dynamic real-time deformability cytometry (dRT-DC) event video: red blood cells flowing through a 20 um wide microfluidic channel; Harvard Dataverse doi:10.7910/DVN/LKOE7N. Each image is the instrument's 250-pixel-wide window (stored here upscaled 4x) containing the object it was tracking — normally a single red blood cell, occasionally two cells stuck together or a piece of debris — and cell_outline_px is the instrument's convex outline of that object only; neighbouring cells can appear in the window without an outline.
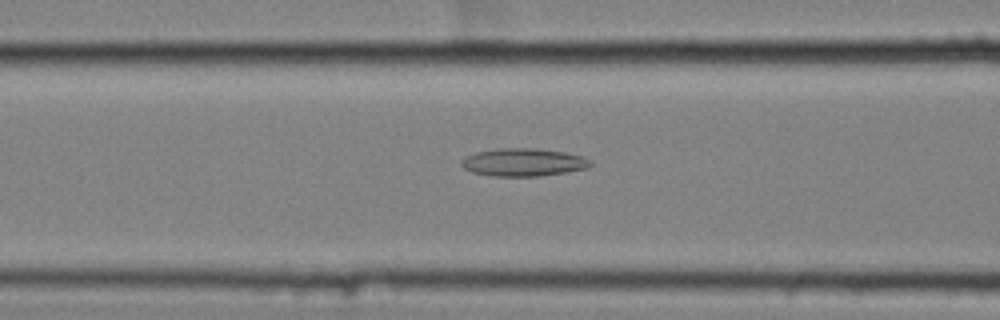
{"species": "common noctule bat (a hibernating species)", "species_latin": "Nyctalus noctula", "temperature_condition": "cold", "stored_images_in_passage": 46, "camera_frame_rate_fps": 3000, "um_per_image_px": 0.085, "animal": {"sex": "female", "body_mass_g": 25.1}, "frame": {"image": 1, "passage_image": 12, "time_ms": 3.667, "image_size_px": [1000, 320], "cell_outline_px": [[592, 164], [588, 168], [564, 172], [536, 176], [492, 176], [472, 172], [464, 168], [460, 164], [460, 160], [464, 156], [476, 152], [500, 148], [536, 148], [564, 152], [584, 156], [592, 160]], "centroid_in_image_um": [44.47, 13.78], "position_along_channel_um": 122.1, "area_um2": 21.04}}
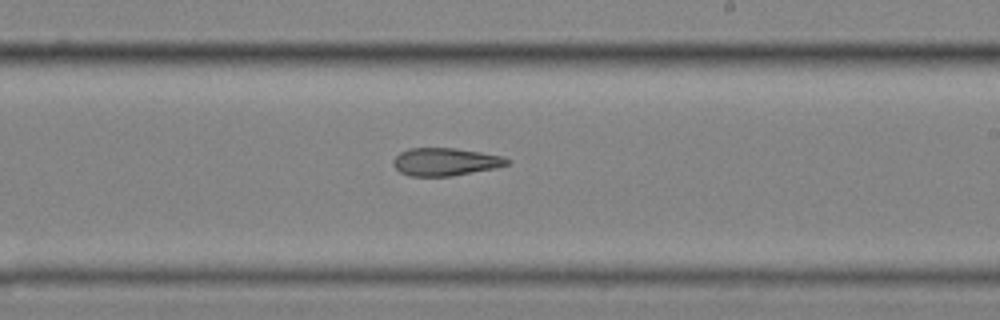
{"frame": {"image": 2, "passage_image": 23, "time_ms": 7.333, "image_size_px": [1000, 320], "cell_outline_px": [[512, 160], [508, 164], [496, 168], [452, 176], [408, 176], [400, 172], [392, 164], [392, 160], [400, 152], [408, 148], [456, 148], [504, 156]], "centroid_in_image_um": [37.86, 13.75], "position_along_channel_um": 251.1, "area_um2": 18.61}}
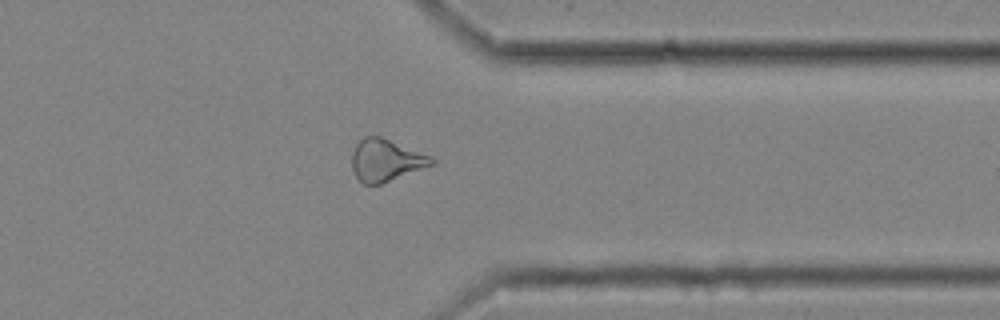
{"frame": {"image": 3, "passage_image": 34, "time_ms": 11.0, "image_size_px": [1000, 320], "cell_outline_px": [[436, 164], [380, 184], [364, 184], [356, 176], [352, 168], [352, 152], [356, 144], [364, 136], [380, 136], [432, 156], [436, 160]], "centroid_in_image_um": [32.82, 13.61], "position_along_channel_um": 378.6, "area_um2": 19.54}}